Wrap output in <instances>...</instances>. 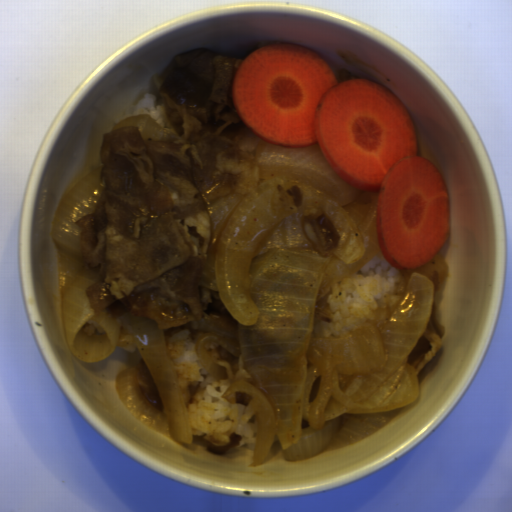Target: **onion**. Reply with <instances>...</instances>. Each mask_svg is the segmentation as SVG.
<instances>
[{"label":"onion","mask_w":512,"mask_h":512,"mask_svg":"<svg viewBox=\"0 0 512 512\" xmlns=\"http://www.w3.org/2000/svg\"><path fill=\"white\" fill-rule=\"evenodd\" d=\"M256 188L210 203L211 231L201 285L217 292L238 335L202 333L195 352L216 379L229 374L206 352L215 340L249 376L232 384L259 404L250 464L266 461L277 438L287 462L347 446L383 429L420 394L407 359L426 330L434 282L407 277L406 290L384 322L331 338H312L316 304L332 285L359 272L379 252V192L356 190L328 164L318 143L288 148L263 141ZM303 191L301 209L271 212L275 187ZM337 226L340 243L319 256L301 229L307 209Z\"/></svg>","instance_id":"06740285"},{"label":"onion","mask_w":512,"mask_h":512,"mask_svg":"<svg viewBox=\"0 0 512 512\" xmlns=\"http://www.w3.org/2000/svg\"><path fill=\"white\" fill-rule=\"evenodd\" d=\"M103 166L86 174L66 193L55 209L52 223L66 342L75 359L88 364L112 355L121 337V326L113 314L106 310L96 314L86 296L87 288L101 277L97 269L84 263L80 227L76 225L98 206L105 185L101 178ZM89 319L106 333L84 334L81 328Z\"/></svg>","instance_id":"6bf65262"},{"label":"onion","mask_w":512,"mask_h":512,"mask_svg":"<svg viewBox=\"0 0 512 512\" xmlns=\"http://www.w3.org/2000/svg\"><path fill=\"white\" fill-rule=\"evenodd\" d=\"M120 322L134 342L157 388L163 411L150 404L135 379V366L114 376L115 389L123 405L141 423L179 443H192V432L163 329L151 317L122 313Z\"/></svg>","instance_id":"55239325"}]
</instances>
